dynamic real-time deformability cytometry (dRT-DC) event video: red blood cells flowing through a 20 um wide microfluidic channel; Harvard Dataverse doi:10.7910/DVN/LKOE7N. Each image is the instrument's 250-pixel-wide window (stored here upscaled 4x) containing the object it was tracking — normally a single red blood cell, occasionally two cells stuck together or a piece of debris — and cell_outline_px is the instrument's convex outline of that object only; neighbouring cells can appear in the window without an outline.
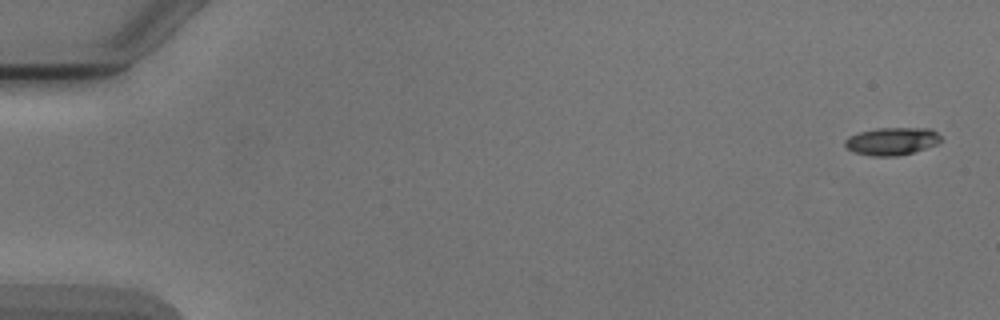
{"species": "Egyptian fruit bat (a non-hibernating species)", "species_latin": "Rousettus aegyptiacus", "temperature_condition": "cold", "stored_images_in_passage": 7, "camera_frame_rate_fps": 3000, "um_per_image_px": 0.085, "animal": {"sex": "male"}, "frame": {"image": 1, "passage_image": 1, "time_ms": 0.0, "image_size_px": [1000, 320], "cell_outline_px": [[944, 140], [936, 144], [912, 152], [896, 156], [872, 156], [856, 152], [848, 148], [844, 144], [844, 140], [848, 136], [860, 132], [876, 128], [932, 128]], "centroid_in_image_um": [75.82, 11.99], "position_along_channel_um": 9.2, "area_um2": 15.37}}
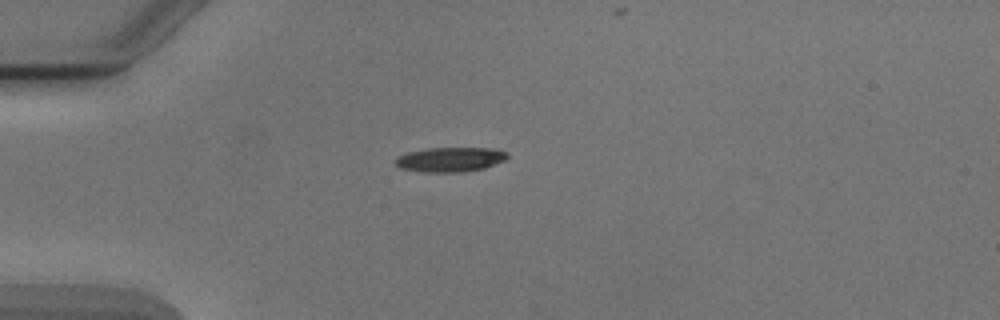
{"frame": {"image": 2, "passage_image": 4, "time_ms": 4.333, "image_size_px": [1000, 320], "cell_outline_px": [[508, 156], [504, 160], [484, 168], [464, 172], [424, 172], [400, 168], [392, 160], [396, 156], [408, 152], [428, 148], [496, 148], [508, 152]], "centroid_in_image_um": [38.24, 13.55], "position_along_channel_um": 46.8, "area_um2": 16.18}}
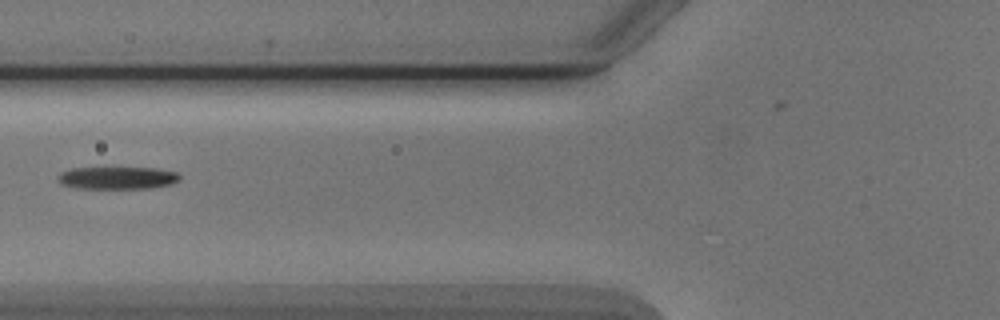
{"frame": {"image": 3, "passage_image": 6, "time_ms": 6.667, "image_size_px": [1000, 320], "cell_outline_px": [[180, 180], [172, 184], [148, 188], [76, 188], [60, 184], [56, 180], [56, 176], [60, 172], [72, 168], [156, 168], [176, 172], [180, 176]], "centroid_in_image_um": [9.93, 15.12], "position_along_channel_um": 115.9, "area_um2": 16.01}}